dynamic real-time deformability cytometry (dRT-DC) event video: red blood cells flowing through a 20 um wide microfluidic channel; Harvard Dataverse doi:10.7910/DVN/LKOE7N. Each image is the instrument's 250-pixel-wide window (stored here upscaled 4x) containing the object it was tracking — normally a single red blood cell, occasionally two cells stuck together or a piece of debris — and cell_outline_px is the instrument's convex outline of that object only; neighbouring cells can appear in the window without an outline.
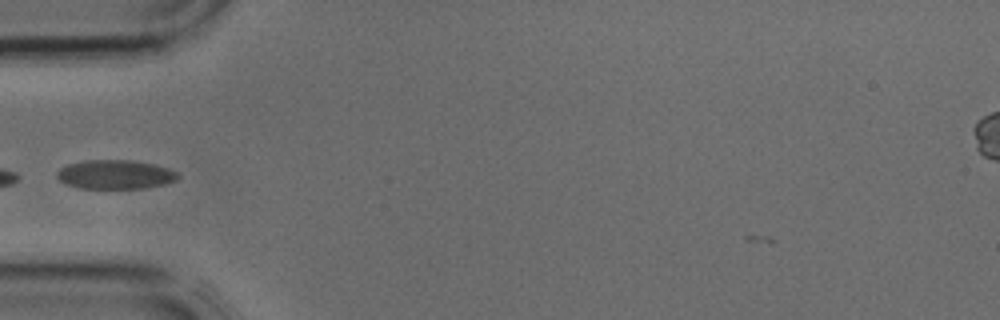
{"species": "common noctule bat (a hibernating species)", "species_latin": "Nyctalus noctula", "temperature_condition": "cold", "stored_images_in_passage": 4, "camera_frame_rate_fps": 3000, "um_per_image_px": 0.085, "animal": {"sex": "male", "body_mass_g": 17.9, "forearm_length_mm": 54.2}, "frame": {"image": 1, "passage_image": 4, "time_ms": 1.0, "image_size_px": [1000, 320], "cell_outline_px": [[180, 176], [176, 180], [164, 184], [140, 188], [80, 188], [64, 184], [56, 176], [56, 172], [60, 168], [68, 164], [84, 160], [132, 160], [152, 164], [168, 168], [176, 172]], "centroid_in_image_um": [9.75, 14.83], "position_along_channel_um": 75.2, "area_um2": 20.4}}